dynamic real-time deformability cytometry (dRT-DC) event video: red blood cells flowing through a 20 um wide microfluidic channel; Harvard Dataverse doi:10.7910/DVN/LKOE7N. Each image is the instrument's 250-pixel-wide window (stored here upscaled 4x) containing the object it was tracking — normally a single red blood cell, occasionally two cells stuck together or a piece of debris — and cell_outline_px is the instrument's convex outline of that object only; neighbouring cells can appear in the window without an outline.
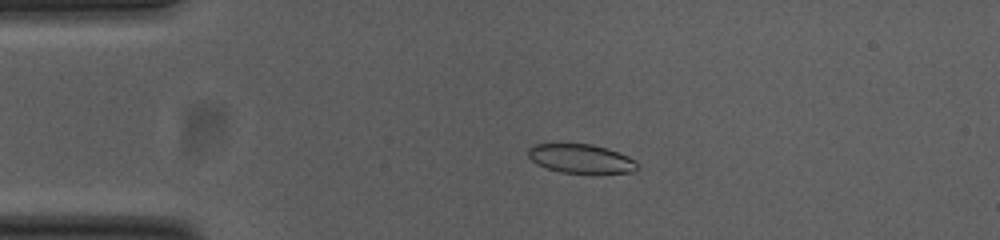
{"species": "common noctule bat (a hibernating species)", "species_latin": "Nyctalus noctula", "temperature_condition": "cold", "stored_images_in_passage": 52, "camera_frame_rate_fps": 3000, "um_per_image_px": 0.085, "animal": {"sex": "female", "body_mass_g": 23.0, "forearm_length_mm": 53.4}, "frame": {"image": 1, "passage_image": 10, "time_ms": 3.0, "image_size_px": [1000, 240], "cell_outline_px": [[640, 168], [632, 172], [560, 172], [536, 164], [528, 156], [528, 148], [536, 144], [592, 144], [608, 148], [628, 156], [636, 160]], "centroid_in_image_um": [49.4, 13.47], "position_along_channel_um": 35.6, "area_um2": 18.26}}
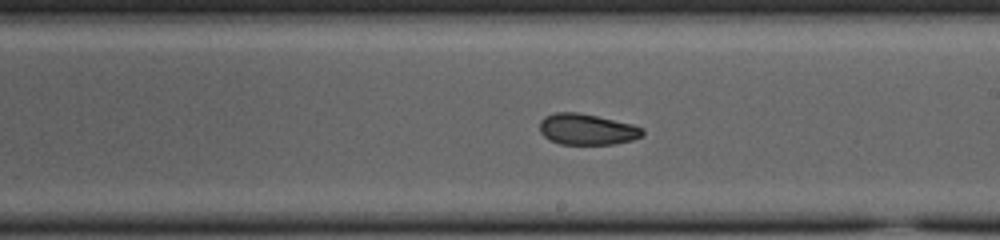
{"frame": {"image": 2, "passage_image": 29, "time_ms": 9.333, "image_size_px": [1000, 240], "cell_outline_px": [[644, 136], [632, 140], [616, 144], [560, 144], [548, 140], [540, 132], [540, 120], [544, 116], [556, 112], [576, 112], [596, 116], [632, 124], [644, 128]], "centroid_in_image_um": [49.89, 11.0], "position_along_channel_um": 239.1, "area_um2": 18.73}}
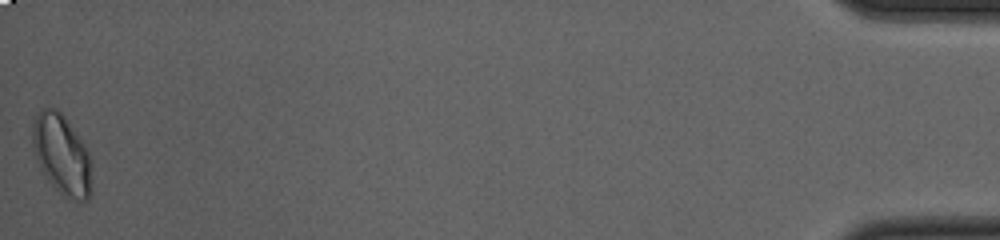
{"frame": {"image": 3, "passage_image": 52, "time_ms": 17.0, "image_size_px": [1000, 240], "cell_outline_px": [[92, 192], [88, 200], [76, 200], [64, 196], [44, 176], [40, 168], [32, 148], [32, 124], [36, 112], [40, 108], [56, 108], [64, 116], [76, 132], [84, 144], [88, 152], [92, 188]], "centroid_in_image_um": [5.22, 13.12], "position_along_channel_um": 430.0, "area_um2": 27.69}, "authors_computed_cell_mechanics": {"area_um2": 19.7387, "velocity_mm_per_s": 3.7822, "shape_relaxation_time_tau1_ms": null, "shape_relaxation_time_tau2_ms": 2.123, "deformation_change_tau1": null, "deformation_change_tau2": 0.0606}}